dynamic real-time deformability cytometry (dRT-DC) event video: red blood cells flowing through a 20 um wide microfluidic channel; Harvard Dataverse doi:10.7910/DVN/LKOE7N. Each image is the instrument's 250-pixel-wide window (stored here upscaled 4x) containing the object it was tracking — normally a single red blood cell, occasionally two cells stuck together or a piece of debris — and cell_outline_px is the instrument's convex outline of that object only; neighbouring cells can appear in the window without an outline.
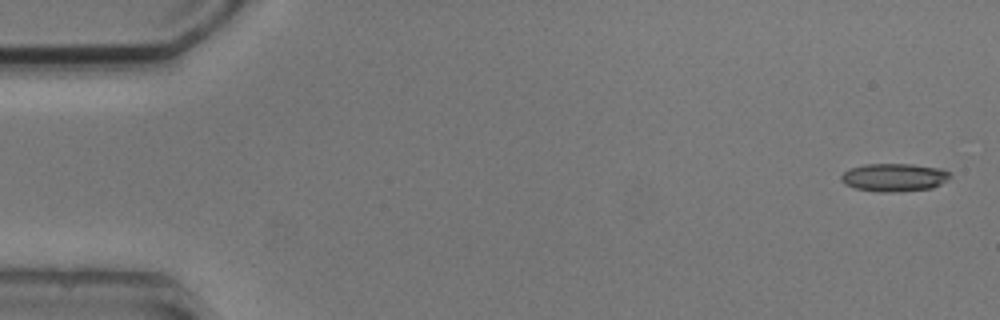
{"species": "common noctule bat (a hibernating species)", "species_latin": "Nyctalus noctula", "temperature_condition": "cold", "stored_images_in_passage": 7, "camera_frame_rate_fps": 3000, "um_per_image_px": 0.085, "animal": {"sex": "male", "body_mass_g": 20.5, "forearm_length_mm": 52.5}, "frame": {"image": 1, "passage_image": 1, "time_ms": 0.0, "image_size_px": [1000, 320], "cell_outline_px": [[952, 176], [948, 180], [932, 188], [896, 192], [876, 192], [856, 188], [844, 184], [840, 180], [840, 176], [844, 172], [852, 168], [864, 164], [912, 164], [944, 168]], "centroid_in_image_um": [76.02, 15.08], "position_along_channel_um": 9.0, "area_um2": 17.98}}
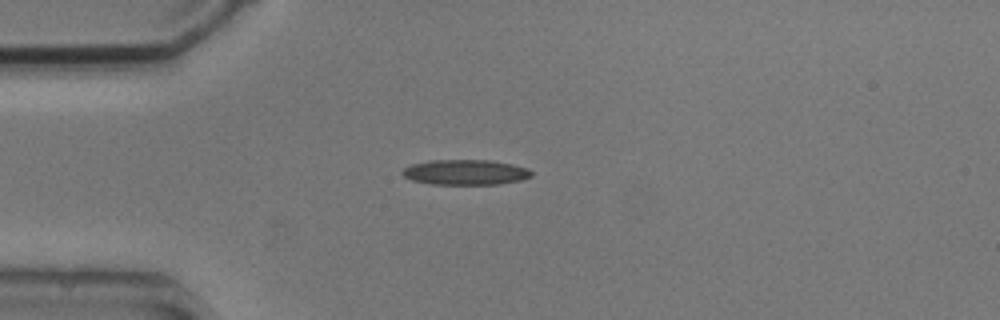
{"frame": {"image": 2, "passage_image": 4, "time_ms": 4.0, "image_size_px": [1000, 320], "cell_outline_px": [[532, 176], [520, 180], [500, 184], [428, 184], [412, 180], [404, 176], [400, 172], [404, 168], [412, 164], [428, 160], [488, 160], [512, 164], [528, 168], [532, 172]], "centroid_in_image_um": [39.54, 14.64], "position_along_channel_um": 45.5, "area_um2": 19.02}}